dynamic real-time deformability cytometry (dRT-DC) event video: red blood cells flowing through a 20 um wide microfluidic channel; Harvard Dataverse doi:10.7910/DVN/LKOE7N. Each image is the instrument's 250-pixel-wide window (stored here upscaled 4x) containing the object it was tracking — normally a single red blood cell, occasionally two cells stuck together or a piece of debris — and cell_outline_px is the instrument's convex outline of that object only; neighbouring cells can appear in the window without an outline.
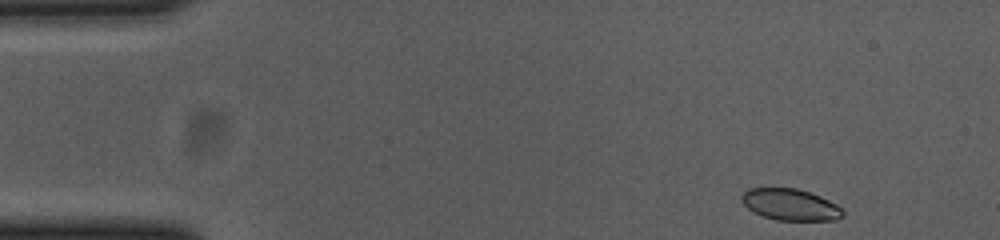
{"species": "common noctule bat (a hibernating species)", "species_latin": "Nyctalus noctula", "temperature_condition": "cold", "stored_images_in_passage": 51, "camera_frame_rate_fps": 3000, "um_per_image_px": 0.085, "animal": {"sex": "female", "body_mass_g": 23.0, "forearm_length_mm": 53.4}, "frame": {"image": 1, "passage_image": 1, "time_ms": 0.0, "image_size_px": [1000, 240], "cell_outline_px": [[844, 216], [836, 220], [776, 220], [764, 216], [748, 208], [740, 200], [740, 196], [748, 188], [796, 188], [820, 196], [836, 204], [844, 212]], "centroid_in_image_um": [67.17, 17.39], "position_along_channel_um": 17.8, "area_um2": 18.44}}
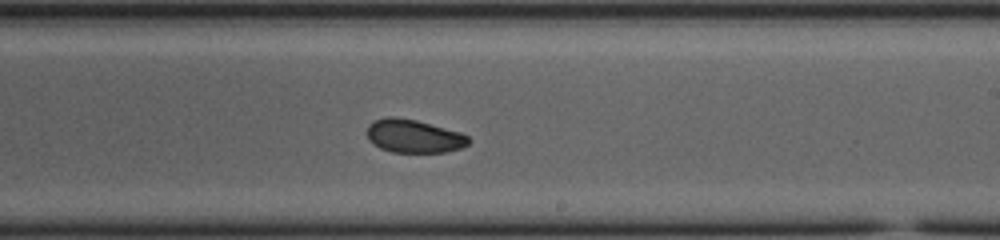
{"frame": {"image": 2, "passage_image": 28, "time_ms": 9.0, "image_size_px": [1000, 240], "cell_outline_px": [[472, 140], [468, 144], [460, 148], [444, 152], [392, 152], [380, 148], [368, 140], [368, 124], [372, 120], [384, 116], [396, 116], [416, 120], [460, 132], [468, 136]], "centroid_in_image_um": [35.15, 11.55], "position_along_channel_um": 253.9, "area_um2": 19.83}}
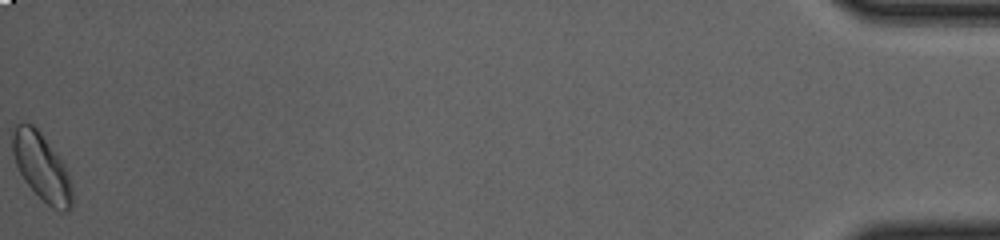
{"frame": {"image": 3, "passage_image": 51, "time_ms": 16.667, "image_size_px": [1000, 240], "cell_outline_px": [[72, 204], [68, 212], [60, 212], [52, 208], [24, 180], [16, 164], [12, 152], [12, 132], [16, 124], [24, 120], [32, 124], [40, 132], [60, 156], [68, 172], [72, 184]], "centroid_in_image_um": [3.55, 14.16], "position_along_channel_um": 431.7, "area_um2": 23.52}, "authors_computed_cell_mechanics": {"area_um2": 20.3456, "velocity_mm_per_s": 3.6679, "shape_relaxation_time_tau1_ms": null, "shape_relaxation_time_tau2_ms": 2.9069, "deformation_change_tau1": null, "deformation_change_tau2": 0.0479}}